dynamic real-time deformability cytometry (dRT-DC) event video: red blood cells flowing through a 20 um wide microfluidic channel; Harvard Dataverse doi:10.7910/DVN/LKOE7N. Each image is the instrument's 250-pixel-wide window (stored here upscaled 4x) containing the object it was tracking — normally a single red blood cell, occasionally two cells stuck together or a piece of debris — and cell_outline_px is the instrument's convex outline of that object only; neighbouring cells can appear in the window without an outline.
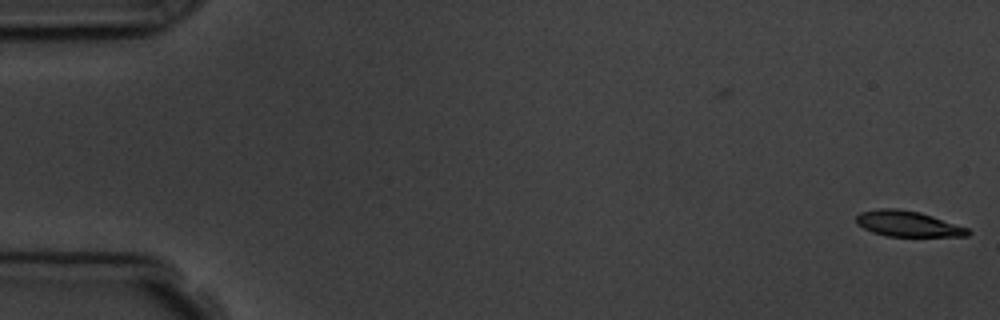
{"species": "common noctule bat (a hibernating species)", "species_latin": "Nyctalus noctula", "temperature_condition": "room temperature", "stored_images_in_passage": 2, "camera_frame_rate_fps": 3000, "um_per_image_px": 0.085, "animal": {"sex": "male", "body_mass_g": 19.5, "forearm_length_mm": 54.6}, "frame": {"image": 1, "passage_image": 2, "time_ms": 1.0, "image_size_px": [1000, 320], "cell_outline_px": [[972, 232], [968, 236], [888, 236], [872, 232], [856, 224], [856, 216], [860, 212], [880, 208], [896, 208], [920, 212], [968, 228]], "centroid_in_image_um": [77.15, 19.02], "position_along_channel_um": 7.9, "area_um2": 16.65}}